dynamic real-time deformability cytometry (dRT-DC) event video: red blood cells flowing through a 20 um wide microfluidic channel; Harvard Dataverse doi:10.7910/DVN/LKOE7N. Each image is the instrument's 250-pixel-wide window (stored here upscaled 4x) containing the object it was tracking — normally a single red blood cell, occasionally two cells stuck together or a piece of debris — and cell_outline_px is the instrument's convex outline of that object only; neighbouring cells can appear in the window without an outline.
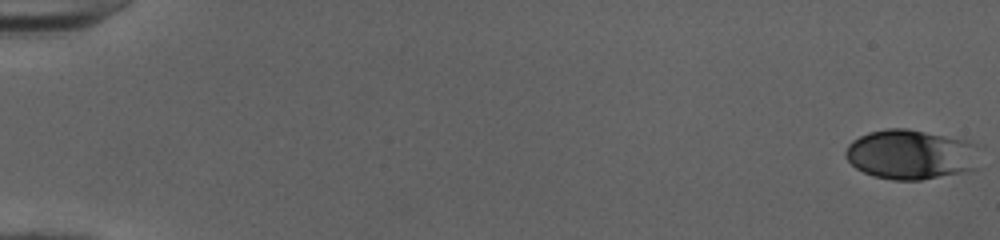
{"species": "human", "species_latin": "Homo sapiens", "temperature_condition": "cold", "stored_images_in_passage": 52, "camera_frame_rate_fps": 3000, "um_per_image_px": 0.085, "donor": {"sex": "female"}, "frame": {"image": 1, "passage_image": 1, "time_ms": 0.0, "image_size_px": [1000, 240], "cell_outline_px": [[976, 168], [960, 172], [920, 180], [892, 180], [872, 176], [856, 168], [844, 156], [844, 152], [848, 144], [852, 140], [868, 132], [884, 128], [908, 128], [964, 140], [976, 144]], "centroid_in_image_um": [77.34, 13.12], "position_along_channel_um": 7.7, "area_um2": 38.73}}
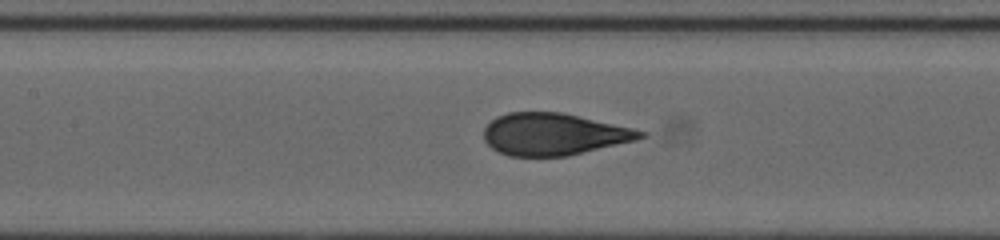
{"frame": {"image": 2, "passage_image": 26, "time_ms": 8.333, "image_size_px": [1000, 240], "cell_outline_px": [[648, 136], [636, 140], [568, 156], [508, 156], [492, 148], [484, 140], [484, 128], [496, 116], [508, 112], [560, 112], [632, 128], [648, 132]], "centroid_in_image_um": [47.06, 11.41], "position_along_channel_um": 160.3, "area_um2": 38.21}}
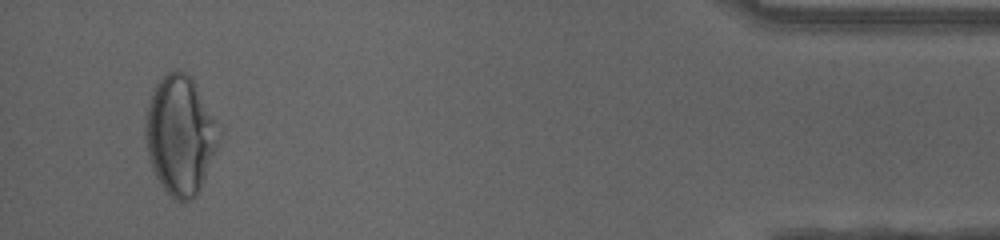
{"frame": {"image": 3, "passage_image": 50, "time_ms": 16.333, "image_size_px": [1000, 240], "cell_outline_px": [[220, 140], [204, 180], [196, 196], [192, 200], [176, 200], [160, 184], [148, 160], [144, 136], [144, 116], [148, 104], [156, 84], [168, 72], [176, 68], [184, 72], [192, 80], [216, 120]], "centroid_in_image_um": [15.28, 11.5], "position_along_channel_um": 419.9, "area_um2": 50.63}, "authors_computed_cell_mechanics": {"area_um2": 38.8127, "velocity_mm_per_s": 4.042, "shape_relaxation_time_tau1_ms": 5.6705, "shape_relaxation_time_tau2_ms": null, "deformation_change_tau1": 0.1962, "deformation_change_tau2": null}}